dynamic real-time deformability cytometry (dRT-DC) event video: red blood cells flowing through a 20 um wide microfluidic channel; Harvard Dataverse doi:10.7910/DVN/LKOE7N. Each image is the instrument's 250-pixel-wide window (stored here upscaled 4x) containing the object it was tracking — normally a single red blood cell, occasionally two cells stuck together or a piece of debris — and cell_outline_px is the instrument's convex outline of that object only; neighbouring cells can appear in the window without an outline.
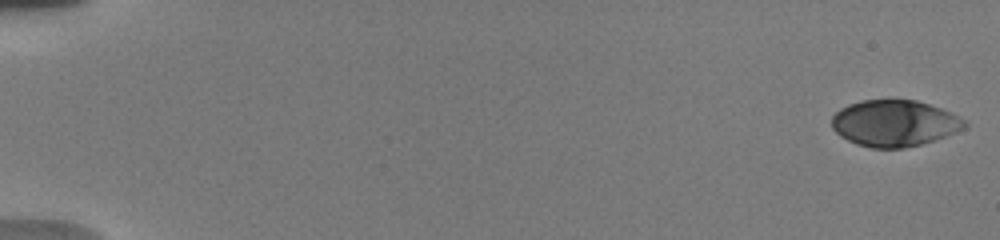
{"species": "human", "species_latin": "Homo sapiens", "temperature_condition": "warm", "stored_images_in_passage": 14, "camera_frame_rate_fps": 3000, "um_per_image_px": 0.085, "donor": {"sex": "male"}, "frame": {"image": 1, "passage_image": 1, "time_ms": 0.0, "image_size_px": [1000, 240], "cell_outline_px": [[968, 124], [964, 128], [956, 132], [920, 144], [904, 148], [872, 148], [856, 144], [840, 136], [832, 128], [832, 116], [840, 108], [848, 104], [864, 100], [916, 100], [940, 108], [964, 120]], "centroid_in_image_um": [75.98, 10.48], "position_along_channel_um": 9.0, "area_um2": 35.55}}
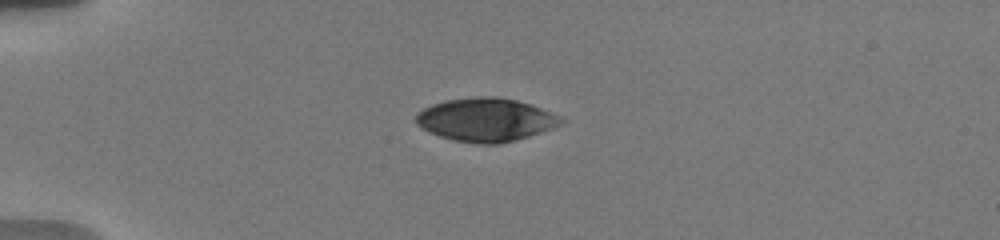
{"frame": {"image": 2, "passage_image": 10, "time_ms": 4.667, "image_size_px": [1000, 240], "cell_outline_px": [[568, 120], [560, 124], [540, 132], [528, 136], [500, 144], [476, 144], [452, 140], [440, 136], [416, 124], [416, 116], [424, 108], [432, 104], [444, 100], [476, 96], [496, 96], [516, 100], [540, 108]], "centroid_in_image_um": [41.28, 10.17], "position_along_channel_um": 43.7, "area_um2": 36.36}}
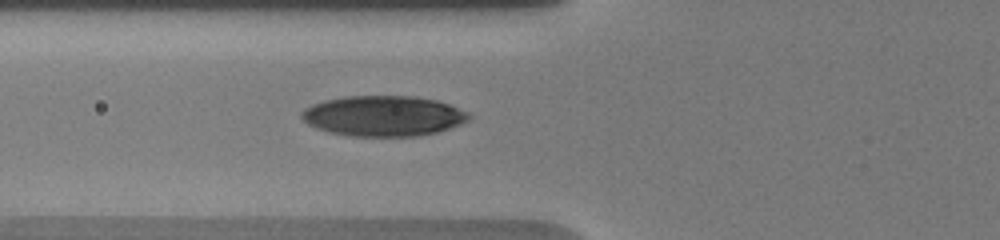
{"frame": {"image": 3, "passage_image": 14, "time_ms": 7.0, "image_size_px": [1000, 240], "cell_outline_px": [[472, 116], [468, 120], [460, 124], [436, 132], [420, 136], [352, 136], [328, 132], [316, 128], [308, 124], [300, 116], [300, 112], [304, 108], [312, 104], [324, 100], [344, 96], [412, 96], [436, 100], [448, 104], [468, 112]], "centroid_in_image_um": [32.55, 9.85], "position_along_channel_um": 93.2, "area_um2": 39.48}}